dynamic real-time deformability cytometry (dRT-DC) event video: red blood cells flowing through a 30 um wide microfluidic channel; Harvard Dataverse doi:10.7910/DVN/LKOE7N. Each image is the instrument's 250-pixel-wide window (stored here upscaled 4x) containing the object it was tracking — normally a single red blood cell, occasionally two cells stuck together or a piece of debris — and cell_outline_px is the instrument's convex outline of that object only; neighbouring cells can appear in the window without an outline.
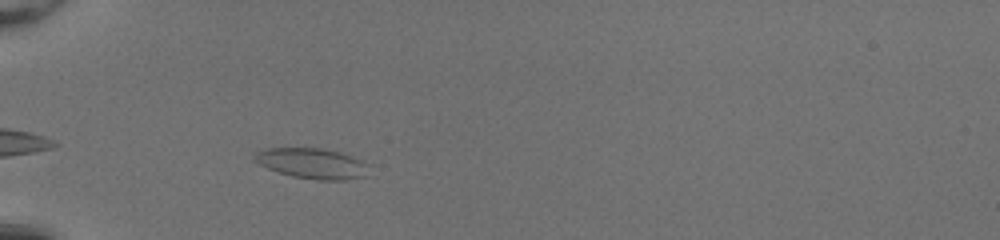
{"species": "common noctule bat (a hibernating species)", "species_latin": "Nyctalus noctula", "temperature_condition": "room temperature", "stored_images_in_passage": 32, "camera_frame_rate_fps": 3000, "um_per_image_px": 0.085, "animal": {"sex": "female", "body_mass_g": 20.0, "forearm_length_mm": 54.0}, "frame": {"image": 1, "passage_image": 4, "time_ms": 1.0, "image_size_px": [1000, 240], "cell_outline_px": [[368, 164], [364, 176], [344, 180], [320, 180], [292, 176], [268, 168], [260, 164], [252, 156], [256, 152], [264, 148], [320, 148], [340, 152], [360, 160]], "centroid_in_image_um": [26.5, 13.88], "position_along_channel_um": 58.5, "area_um2": 19.94}}
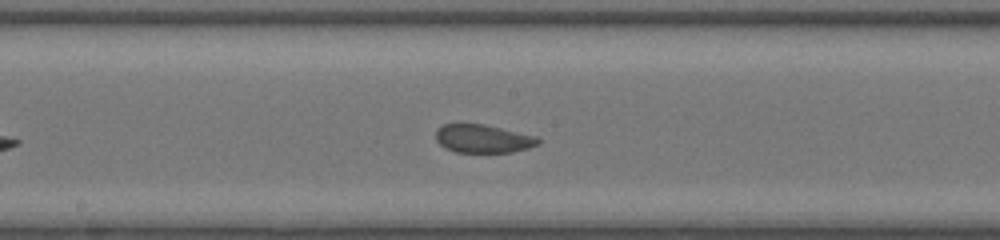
{"frame": {"image": 2, "passage_image": 16, "time_ms": 5.0, "image_size_px": [1000, 240], "cell_outline_px": [[540, 144], [528, 148], [512, 152], [456, 152], [444, 148], [436, 140], [436, 128], [444, 124], [484, 124], [536, 136], [540, 140]], "centroid_in_image_um": [41.04, 11.79], "position_along_channel_um": 207.2, "area_um2": 16.88}}
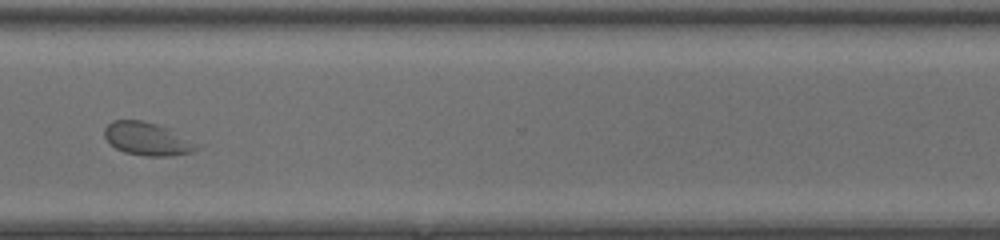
{"frame": {"image": 3, "passage_image": 27, "time_ms": 8.667, "image_size_px": [1000, 240], "cell_outline_px": [[204, 144], [200, 148], [192, 152], [172, 156], [144, 156], [124, 152], [116, 148], [104, 136], [104, 128], [112, 120], [144, 120], [168, 128]], "centroid_in_image_um": [12.61, 11.81], "position_along_channel_um": 358.0, "area_um2": 18.15}, "authors_computed_cell_mechanics": {"area_um2": 17.8024, "velocity_mm_per_s": 4.1257, "shape_relaxation_time_tau1_ms": null, "shape_relaxation_time_tau2_ms": 0.9645, "deformation_change_tau1": null, "deformation_change_tau2": 0.0551}}